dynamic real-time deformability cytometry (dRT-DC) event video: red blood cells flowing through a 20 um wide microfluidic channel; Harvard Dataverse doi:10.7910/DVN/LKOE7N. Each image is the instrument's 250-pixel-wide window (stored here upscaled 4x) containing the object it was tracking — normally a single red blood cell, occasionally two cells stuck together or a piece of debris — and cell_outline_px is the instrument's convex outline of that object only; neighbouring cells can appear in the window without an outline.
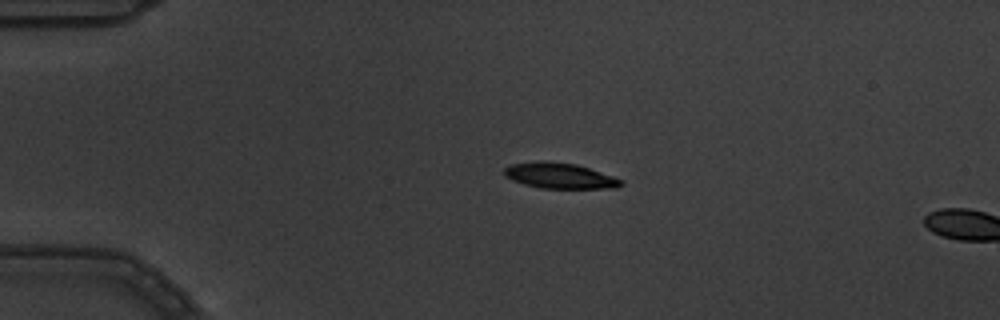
{"species": "common noctule bat (a hibernating species)", "species_latin": "Nyctalus noctula", "temperature_condition": "warm", "stored_images_in_passage": 4, "camera_frame_rate_fps": 3000, "um_per_image_px": 0.085, "animal": {"sex": "male", "body_mass_g": 19.5, "forearm_length_mm": 54.6}, "frame": {"image": 1, "passage_image": 3, "time_ms": 0.667, "image_size_px": [1000, 320], "cell_outline_px": [[624, 184], [616, 188], [540, 188], [524, 184], [512, 180], [504, 176], [504, 168], [512, 164], [536, 160], [544, 160], [576, 164], [624, 180]], "centroid_in_image_um": [47.55, 14.93], "position_along_channel_um": 37.4, "area_um2": 17.51}}